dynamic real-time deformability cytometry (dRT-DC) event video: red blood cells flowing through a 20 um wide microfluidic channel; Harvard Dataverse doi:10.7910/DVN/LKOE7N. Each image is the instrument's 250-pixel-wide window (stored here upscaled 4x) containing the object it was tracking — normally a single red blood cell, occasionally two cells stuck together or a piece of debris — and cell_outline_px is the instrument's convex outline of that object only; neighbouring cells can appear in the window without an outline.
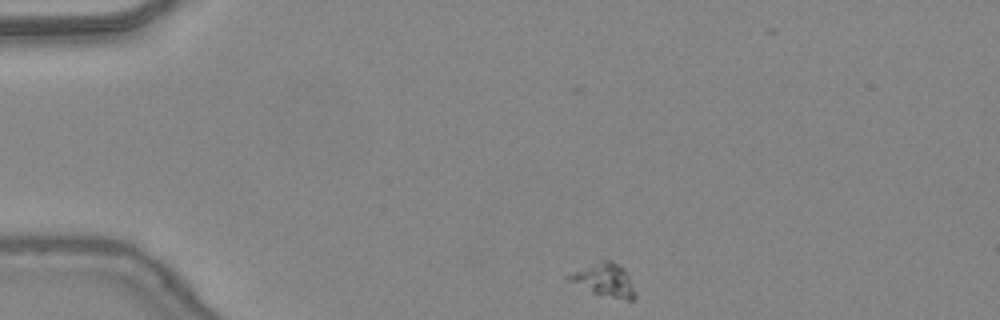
{"species": "common noctule bat (a hibernating species)", "species_latin": "Nyctalus noctula", "temperature_condition": "warm", "stored_images_in_passage": 40, "camera_frame_rate_fps": 3000, "um_per_image_px": 0.085, "animal": {"sex": "female", "body_mass_g": 24.6, "forearm_length_mm": 56.2}, "frame": {"image": 1, "passage_image": 1, "time_ms": 0.0, "image_size_px": [1000, 320], "cell_outline_px": [[636, 296], [632, 300], [628, 300], [592, 292], [568, 280], [564, 276], [572, 272], [604, 260], [612, 260], [624, 268], [636, 292]], "centroid_in_image_um": [51.39, 23.79], "position_along_channel_um": 33.6, "area_um2": 12.37}}
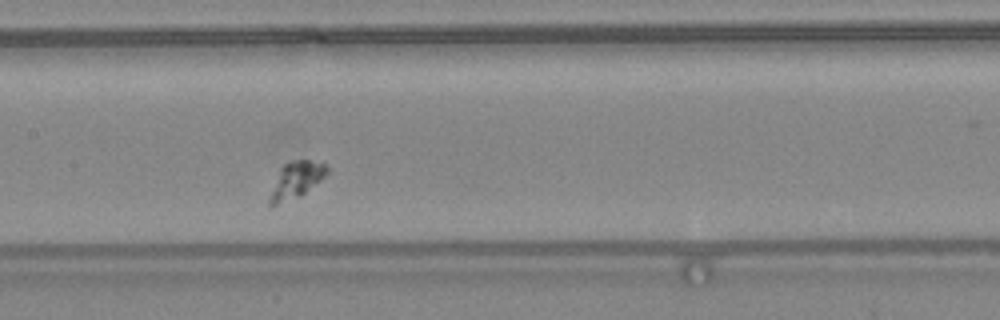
{"frame": {"image": 2, "passage_image": 16, "time_ms": 5.0, "image_size_px": [1000, 320], "cell_outline_px": [[328, 172], [320, 180], [300, 196], [272, 208], [268, 208], [268, 200], [280, 168], [284, 164], [292, 160], [308, 160], [324, 164], [328, 168]], "centroid_in_image_um": [25.11, 15.35], "position_along_channel_um": 182.3, "area_um2": 12.08}}
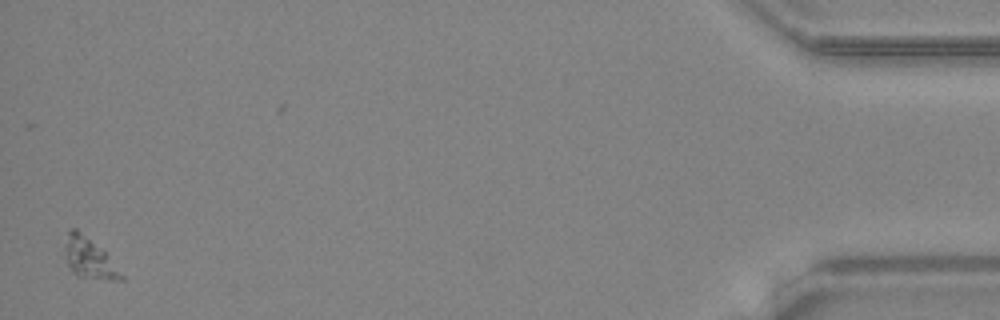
{"frame": {"image": 3, "passage_image": 40, "time_ms": 13.0, "image_size_px": [1000, 320], "cell_outline_px": [[124, 280], [108, 280], [76, 276], [72, 272], [68, 264], [64, 252], [64, 244], [68, 232], [72, 228], [76, 228], [100, 248], [104, 252], [124, 276]], "centroid_in_image_um": [7.54, 21.96], "position_along_channel_um": 427.7, "area_um2": 13.01}}